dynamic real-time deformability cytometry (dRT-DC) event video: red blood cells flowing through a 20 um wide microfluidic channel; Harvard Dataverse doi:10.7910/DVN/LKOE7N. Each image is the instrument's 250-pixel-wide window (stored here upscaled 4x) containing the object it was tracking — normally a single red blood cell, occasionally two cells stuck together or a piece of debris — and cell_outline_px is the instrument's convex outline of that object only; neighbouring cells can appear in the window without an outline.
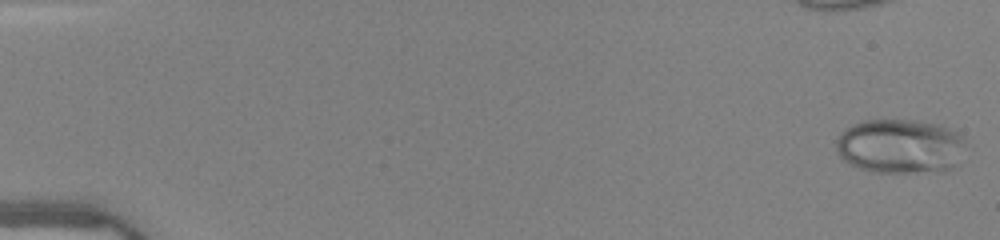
{"species": "human", "species_latin": "Homo sapiens", "temperature_condition": "warm", "stored_images_in_passage": 42, "camera_frame_rate_fps": 3000, "um_per_image_px": 0.085, "donor": {"sex": "female"}, "frame": {"image": 1, "passage_image": 1, "time_ms": 0.0, "image_size_px": [1000, 240], "cell_outline_px": [[964, 144], [952, 164], [944, 172], [872, 172], [848, 164], [836, 152], [836, 140], [840, 132], [852, 124], [864, 120], [920, 120], [940, 124], [956, 132], [960, 136]], "centroid_in_image_um": [76.41, 12.41], "position_along_channel_um": 8.6, "area_um2": 40.86}}